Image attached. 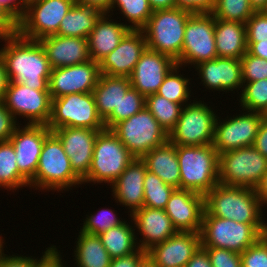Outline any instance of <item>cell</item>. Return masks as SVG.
Masks as SVG:
<instances>
[{"label":"cell","mask_w":267,"mask_h":267,"mask_svg":"<svg viewBox=\"0 0 267 267\" xmlns=\"http://www.w3.org/2000/svg\"><path fill=\"white\" fill-rule=\"evenodd\" d=\"M145 102L146 97L131 87L119 102L118 111H113L104 120L105 128L111 130L117 123L138 113L145 107Z\"/></svg>","instance_id":"f35d334b"},{"label":"cell","mask_w":267,"mask_h":267,"mask_svg":"<svg viewBox=\"0 0 267 267\" xmlns=\"http://www.w3.org/2000/svg\"><path fill=\"white\" fill-rule=\"evenodd\" d=\"M139 267H157L147 256L139 265Z\"/></svg>","instance_id":"03108f58"},{"label":"cell","mask_w":267,"mask_h":267,"mask_svg":"<svg viewBox=\"0 0 267 267\" xmlns=\"http://www.w3.org/2000/svg\"><path fill=\"white\" fill-rule=\"evenodd\" d=\"M3 103L16 120L17 116H22L28 120L27 124L49 123L52 106L49 91L30 89L22 83L9 81Z\"/></svg>","instance_id":"9a60e30c"},{"label":"cell","mask_w":267,"mask_h":267,"mask_svg":"<svg viewBox=\"0 0 267 267\" xmlns=\"http://www.w3.org/2000/svg\"><path fill=\"white\" fill-rule=\"evenodd\" d=\"M29 187V181L19 172L16 154L10 141L0 142V188L16 191Z\"/></svg>","instance_id":"836d02e7"},{"label":"cell","mask_w":267,"mask_h":267,"mask_svg":"<svg viewBox=\"0 0 267 267\" xmlns=\"http://www.w3.org/2000/svg\"><path fill=\"white\" fill-rule=\"evenodd\" d=\"M180 169V189L206 195L219 183V154L212 144L176 145Z\"/></svg>","instance_id":"3957f363"},{"label":"cell","mask_w":267,"mask_h":267,"mask_svg":"<svg viewBox=\"0 0 267 267\" xmlns=\"http://www.w3.org/2000/svg\"><path fill=\"white\" fill-rule=\"evenodd\" d=\"M203 216H217L239 223H264L260 199L254 188L218 183L204 196Z\"/></svg>","instance_id":"7a4b0ae2"},{"label":"cell","mask_w":267,"mask_h":267,"mask_svg":"<svg viewBox=\"0 0 267 267\" xmlns=\"http://www.w3.org/2000/svg\"><path fill=\"white\" fill-rule=\"evenodd\" d=\"M76 0H40L29 5L17 22V33L29 40L54 35Z\"/></svg>","instance_id":"4fadbf2b"},{"label":"cell","mask_w":267,"mask_h":267,"mask_svg":"<svg viewBox=\"0 0 267 267\" xmlns=\"http://www.w3.org/2000/svg\"><path fill=\"white\" fill-rule=\"evenodd\" d=\"M135 229L137 228L141 239L137 242L138 247L147 252L156 244L162 243L177 233L171 219L162 209L142 207L131 216Z\"/></svg>","instance_id":"cb8c5ba5"},{"label":"cell","mask_w":267,"mask_h":267,"mask_svg":"<svg viewBox=\"0 0 267 267\" xmlns=\"http://www.w3.org/2000/svg\"><path fill=\"white\" fill-rule=\"evenodd\" d=\"M98 213H91L86 215L85 221H83V227L81 231L93 234L100 235L105 231L109 230L112 227L122 224L125 220L117 217L118 214L115 213V210L112 209H102L97 211Z\"/></svg>","instance_id":"b9f144b4"},{"label":"cell","mask_w":267,"mask_h":267,"mask_svg":"<svg viewBox=\"0 0 267 267\" xmlns=\"http://www.w3.org/2000/svg\"><path fill=\"white\" fill-rule=\"evenodd\" d=\"M47 127L53 131L64 127L106 129L96 108L93 92L74 93L52 99Z\"/></svg>","instance_id":"8fae6325"},{"label":"cell","mask_w":267,"mask_h":267,"mask_svg":"<svg viewBox=\"0 0 267 267\" xmlns=\"http://www.w3.org/2000/svg\"><path fill=\"white\" fill-rule=\"evenodd\" d=\"M0 5L16 22L21 19V0H0Z\"/></svg>","instance_id":"11a10c76"},{"label":"cell","mask_w":267,"mask_h":267,"mask_svg":"<svg viewBox=\"0 0 267 267\" xmlns=\"http://www.w3.org/2000/svg\"><path fill=\"white\" fill-rule=\"evenodd\" d=\"M41 260L35 267H66L61 253L57 250L56 245L47 247L45 252L42 253ZM64 264V265H63Z\"/></svg>","instance_id":"f907efd6"},{"label":"cell","mask_w":267,"mask_h":267,"mask_svg":"<svg viewBox=\"0 0 267 267\" xmlns=\"http://www.w3.org/2000/svg\"><path fill=\"white\" fill-rule=\"evenodd\" d=\"M153 11L172 9L176 7V0H148Z\"/></svg>","instance_id":"6125c7cd"},{"label":"cell","mask_w":267,"mask_h":267,"mask_svg":"<svg viewBox=\"0 0 267 267\" xmlns=\"http://www.w3.org/2000/svg\"><path fill=\"white\" fill-rule=\"evenodd\" d=\"M255 192L260 199L261 209H263V206L267 205V171L263 175L259 184L256 186Z\"/></svg>","instance_id":"680465c9"},{"label":"cell","mask_w":267,"mask_h":267,"mask_svg":"<svg viewBox=\"0 0 267 267\" xmlns=\"http://www.w3.org/2000/svg\"><path fill=\"white\" fill-rule=\"evenodd\" d=\"M262 12L266 13L267 14V3H266V6L265 8L262 10Z\"/></svg>","instance_id":"89a4df30"},{"label":"cell","mask_w":267,"mask_h":267,"mask_svg":"<svg viewBox=\"0 0 267 267\" xmlns=\"http://www.w3.org/2000/svg\"><path fill=\"white\" fill-rule=\"evenodd\" d=\"M105 129L64 127L52 132L59 138L74 173L83 180L91 167L97 135Z\"/></svg>","instance_id":"ac0fdd59"},{"label":"cell","mask_w":267,"mask_h":267,"mask_svg":"<svg viewBox=\"0 0 267 267\" xmlns=\"http://www.w3.org/2000/svg\"><path fill=\"white\" fill-rule=\"evenodd\" d=\"M201 246L200 232H177L147 251L157 267H185Z\"/></svg>","instance_id":"7402d4cb"},{"label":"cell","mask_w":267,"mask_h":267,"mask_svg":"<svg viewBox=\"0 0 267 267\" xmlns=\"http://www.w3.org/2000/svg\"><path fill=\"white\" fill-rule=\"evenodd\" d=\"M240 255L242 267H267V234L261 236Z\"/></svg>","instance_id":"ee69618b"},{"label":"cell","mask_w":267,"mask_h":267,"mask_svg":"<svg viewBox=\"0 0 267 267\" xmlns=\"http://www.w3.org/2000/svg\"><path fill=\"white\" fill-rule=\"evenodd\" d=\"M111 130L135 158L168 141V134L146 107Z\"/></svg>","instance_id":"9c48e42d"},{"label":"cell","mask_w":267,"mask_h":267,"mask_svg":"<svg viewBox=\"0 0 267 267\" xmlns=\"http://www.w3.org/2000/svg\"><path fill=\"white\" fill-rule=\"evenodd\" d=\"M267 234V223H239L217 216H203L201 246L242 253Z\"/></svg>","instance_id":"8992f818"},{"label":"cell","mask_w":267,"mask_h":267,"mask_svg":"<svg viewBox=\"0 0 267 267\" xmlns=\"http://www.w3.org/2000/svg\"><path fill=\"white\" fill-rule=\"evenodd\" d=\"M130 88V77L100 75L93 95L97 112L103 121L113 111H118L119 102Z\"/></svg>","instance_id":"f546056e"},{"label":"cell","mask_w":267,"mask_h":267,"mask_svg":"<svg viewBox=\"0 0 267 267\" xmlns=\"http://www.w3.org/2000/svg\"><path fill=\"white\" fill-rule=\"evenodd\" d=\"M0 49L9 81L30 89L49 91L51 67L38 40L21 37L17 32L4 38Z\"/></svg>","instance_id":"6da1fadb"},{"label":"cell","mask_w":267,"mask_h":267,"mask_svg":"<svg viewBox=\"0 0 267 267\" xmlns=\"http://www.w3.org/2000/svg\"><path fill=\"white\" fill-rule=\"evenodd\" d=\"M111 17L104 13L87 38L90 59L97 63L109 55L130 30L128 24L117 23Z\"/></svg>","instance_id":"4316f807"},{"label":"cell","mask_w":267,"mask_h":267,"mask_svg":"<svg viewBox=\"0 0 267 267\" xmlns=\"http://www.w3.org/2000/svg\"><path fill=\"white\" fill-rule=\"evenodd\" d=\"M141 159L149 172L160 177L167 185L180 189V169L176 145L168 140L144 154Z\"/></svg>","instance_id":"83f0119b"},{"label":"cell","mask_w":267,"mask_h":267,"mask_svg":"<svg viewBox=\"0 0 267 267\" xmlns=\"http://www.w3.org/2000/svg\"><path fill=\"white\" fill-rule=\"evenodd\" d=\"M8 34L0 27V39L3 41Z\"/></svg>","instance_id":"a7ac6f4b"},{"label":"cell","mask_w":267,"mask_h":267,"mask_svg":"<svg viewBox=\"0 0 267 267\" xmlns=\"http://www.w3.org/2000/svg\"><path fill=\"white\" fill-rule=\"evenodd\" d=\"M215 0H176V7L192 13H212Z\"/></svg>","instance_id":"c3c4849f"},{"label":"cell","mask_w":267,"mask_h":267,"mask_svg":"<svg viewBox=\"0 0 267 267\" xmlns=\"http://www.w3.org/2000/svg\"><path fill=\"white\" fill-rule=\"evenodd\" d=\"M203 102V103H202ZM204 101L193 100L183 106L178 122L168 134L174 145L202 146L213 143L216 112Z\"/></svg>","instance_id":"ba28073f"},{"label":"cell","mask_w":267,"mask_h":267,"mask_svg":"<svg viewBox=\"0 0 267 267\" xmlns=\"http://www.w3.org/2000/svg\"><path fill=\"white\" fill-rule=\"evenodd\" d=\"M255 11H262L267 3V0H249Z\"/></svg>","instance_id":"be15d7a7"},{"label":"cell","mask_w":267,"mask_h":267,"mask_svg":"<svg viewBox=\"0 0 267 267\" xmlns=\"http://www.w3.org/2000/svg\"><path fill=\"white\" fill-rule=\"evenodd\" d=\"M255 12L249 0H215L212 15L215 19L246 23Z\"/></svg>","instance_id":"60d3db41"},{"label":"cell","mask_w":267,"mask_h":267,"mask_svg":"<svg viewBox=\"0 0 267 267\" xmlns=\"http://www.w3.org/2000/svg\"><path fill=\"white\" fill-rule=\"evenodd\" d=\"M267 171V158L254 146L219 154V183L256 188Z\"/></svg>","instance_id":"30bf717a"},{"label":"cell","mask_w":267,"mask_h":267,"mask_svg":"<svg viewBox=\"0 0 267 267\" xmlns=\"http://www.w3.org/2000/svg\"><path fill=\"white\" fill-rule=\"evenodd\" d=\"M38 1H40V0H21V18H22L23 14H24L25 9L29 5H31V4H33L35 2H38Z\"/></svg>","instance_id":"e7e4bbea"},{"label":"cell","mask_w":267,"mask_h":267,"mask_svg":"<svg viewBox=\"0 0 267 267\" xmlns=\"http://www.w3.org/2000/svg\"><path fill=\"white\" fill-rule=\"evenodd\" d=\"M146 257L147 252L139 248L135 253L112 259L109 267H139Z\"/></svg>","instance_id":"816d5d0a"},{"label":"cell","mask_w":267,"mask_h":267,"mask_svg":"<svg viewBox=\"0 0 267 267\" xmlns=\"http://www.w3.org/2000/svg\"><path fill=\"white\" fill-rule=\"evenodd\" d=\"M9 84L6 68L2 57L0 56V102H3L5 93Z\"/></svg>","instance_id":"91938a15"},{"label":"cell","mask_w":267,"mask_h":267,"mask_svg":"<svg viewBox=\"0 0 267 267\" xmlns=\"http://www.w3.org/2000/svg\"><path fill=\"white\" fill-rule=\"evenodd\" d=\"M76 249H74L77 267H109L112 258L106 251L98 235L88 234L80 230Z\"/></svg>","instance_id":"1f68e13d"},{"label":"cell","mask_w":267,"mask_h":267,"mask_svg":"<svg viewBox=\"0 0 267 267\" xmlns=\"http://www.w3.org/2000/svg\"><path fill=\"white\" fill-rule=\"evenodd\" d=\"M115 7L130 23L128 27L131 30H141L153 13L148 0H113L109 15H113L111 11L116 10Z\"/></svg>","instance_id":"8d00e7d4"},{"label":"cell","mask_w":267,"mask_h":267,"mask_svg":"<svg viewBox=\"0 0 267 267\" xmlns=\"http://www.w3.org/2000/svg\"><path fill=\"white\" fill-rule=\"evenodd\" d=\"M0 27L7 33L17 32V22L0 5Z\"/></svg>","instance_id":"9f6ffc18"},{"label":"cell","mask_w":267,"mask_h":267,"mask_svg":"<svg viewBox=\"0 0 267 267\" xmlns=\"http://www.w3.org/2000/svg\"><path fill=\"white\" fill-rule=\"evenodd\" d=\"M239 94L242 110L264 113L267 109V79L243 83Z\"/></svg>","instance_id":"ab89813d"},{"label":"cell","mask_w":267,"mask_h":267,"mask_svg":"<svg viewBox=\"0 0 267 267\" xmlns=\"http://www.w3.org/2000/svg\"><path fill=\"white\" fill-rule=\"evenodd\" d=\"M247 43L267 40V14L255 11L245 23Z\"/></svg>","instance_id":"f6af8a7d"},{"label":"cell","mask_w":267,"mask_h":267,"mask_svg":"<svg viewBox=\"0 0 267 267\" xmlns=\"http://www.w3.org/2000/svg\"><path fill=\"white\" fill-rule=\"evenodd\" d=\"M144 207L162 209L166 207L174 187L167 185L160 177L149 172L144 176Z\"/></svg>","instance_id":"74e56055"},{"label":"cell","mask_w":267,"mask_h":267,"mask_svg":"<svg viewBox=\"0 0 267 267\" xmlns=\"http://www.w3.org/2000/svg\"><path fill=\"white\" fill-rule=\"evenodd\" d=\"M253 146L267 158V119L262 118Z\"/></svg>","instance_id":"f5cc1de1"},{"label":"cell","mask_w":267,"mask_h":267,"mask_svg":"<svg viewBox=\"0 0 267 267\" xmlns=\"http://www.w3.org/2000/svg\"><path fill=\"white\" fill-rule=\"evenodd\" d=\"M193 14L178 7L153 11L141 29L147 48L177 61L181 56L187 20Z\"/></svg>","instance_id":"5b68a950"},{"label":"cell","mask_w":267,"mask_h":267,"mask_svg":"<svg viewBox=\"0 0 267 267\" xmlns=\"http://www.w3.org/2000/svg\"><path fill=\"white\" fill-rule=\"evenodd\" d=\"M181 68L183 67L178 64L172 68L159 87L157 94L184 106V104L190 103L188 101L191 97V88H189L191 83L189 78L179 74Z\"/></svg>","instance_id":"d590c367"},{"label":"cell","mask_w":267,"mask_h":267,"mask_svg":"<svg viewBox=\"0 0 267 267\" xmlns=\"http://www.w3.org/2000/svg\"><path fill=\"white\" fill-rule=\"evenodd\" d=\"M197 70L206 89L219 91H242V65L240 59L220 58L199 63L194 67Z\"/></svg>","instance_id":"603a6c76"},{"label":"cell","mask_w":267,"mask_h":267,"mask_svg":"<svg viewBox=\"0 0 267 267\" xmlns=\"http://www.w3.org/2000/svg\"><path fill=\"white\" fill-rule=\"evenodd\" d=\"M240 60L243 83L267 79V60L251 55L248 51Z\"/></svg>","instance_id":"7bdbcfd3"},{"label":"cell","mask_w":267,"mask_h":267,"mask_svg":"<svg viewBox=\"0 0 267 267\" xmlns=\"http://www.w3.org/2000/svg\"><path fill=\"white\" fill-rule=\"evenodd\" d=\"M185 267H212L207 251L200 246Z\"/></svg>","instance_id":"db71d44e"},{"label":"cell","mask_w":267,"mask_h":267,"mask_svg":"<svg viewBox=\"0 0 267 267\" xmlns=\"http://www.w3.org/2000/svg\"><path fill=\"white\" fill-rule=\"evenodd\" d=\"M244 113L215 123L212 146L221 154L231 150L253 146L263 118L262 113L242 110Z\"/></svg>","instance_id":"5bb4252c"},{"label":"cell","mask_w":267,"mask_h":267,"mask_svg":"<svg viewBox=\"0 0 267 267\" xmlns=\"http://www.w3.org/2000/svg\"><path fill=\"white\" fill-rule=\"evenodd\" d=\"M203 248L207 251L212 267H242L240 253L214 247Z\"/></svg>","instance_id":"bcb514c9"},{"label":"cell","mask_w":267,"mask_h":267,"mask_svg":"<svg viewBox=\"0 0 267 267\" xmlns=\"http://www.w3.org/2000/svg\"><path fill=\"white\" fill-rule=\"evenodd\" d=\"M52 131L43 124L17 126L9 141L14 147L19 172L30 182L36 173L45 138Z\"/></svg>","instance_id":"e0dca14e"},{"label":"cell","mask_w":267,"mask_h":267,"mask_svg":"<svg viewBox=\"0 0 267 267\" xmlns=\"http://www.w3.org/2000/svg\"><path fill=\"white\" fill-rule=\"evenodd\" d=\"M124 221L122 224L112 227L104 233L98 235L109 256L119 258L135 253L138 247V240L134 225Z\"/></svg>","instance_id":"d6a6232c"},{"label":"cell","mask_w":267,"mask_h":267,"mask_svg":"<svg viewBox=\"0 0 267 267\" xmlns=\"http://www.w3.org/2000/svg\"><path fill=\"white\" fill-rule=\"evenodd\" d=\"M247 51L256 57L267 60V40L256 43H247Z\"/></svg>","instance_id":"6f0895ef"},{"label":"cell","mask_w":267,"mask_h":267,"mask_svg":"<svg viewBox=\"0 0 267 267\" xmlns=\"http://www.w3.org/2000/svg\"><path fill=\"white\" fill-rule=\"evenodd\" d=\"M176 64L170 56L146 48L130 76L131 87L145 97L157 93Z\"/></svg>","instance_id":"d6986e66"},{"label":"cell","mask_w":267,"mask_h":267,"mask_svg":"<svg viewBox=\"0 0 267 267\" xmlns=\"http://www.w3.org/2000/svg\"><path fill=\"white\" fill-rule=\"evenodd\" d=\"M76 1L82 4L94 5L103 13L108 14V12H110L113 0H76Z\"/></svg>","instance_id":"94428289"},{"label":"cell","mask_w":267,"mask_h":267,"mask_svg":"<svg viewBox=\"0 0 267 267\" xmlns=\"http://www.w3.org/2000/svg\"><path fill=\"white\" fill-rule=\"evenodd\" d=\"M4 240H3V238H2V236L0 235V258L2 257V255L4 254V249H3V247H4Z\"/></svg>","instance_id":"003e7915"},{"label":"cell","mask_w":267,"mask_h":267,"mask_svg":"<svg viewBox=\"0 0 267 267\" xmlns=\"http://www.w3.org/2000/svg\"><path fill=\"white\" fill-rule=\"evenodd\" d=\"M263 117L267 119V109H266V111L263 113Z\"/></svg>","instance_id":"2644e50d"},{"label":"cell","mask_w":267,"mask_h":267,"mask_svg":"<svg viewBox=\"0 0 267 267\" xmlns=\"http://www.w3.org/2000/svg\"><path fill=\"white\" fill-rule=\"evenodd\" d=\"M147 171L144 161L135 158L128 164L123 173L109 186L115 202L127 207L130 216L141 209L144 204V176Z\"/></svg>","instance_id":"d4e9b609"},{"label":"cell","mask_w":267,"mask_h":267,"mask_svg":"<svg viewBox=\"0 0 267 267\" xmlns=\"http://www.w3.org/2000/svg\"><path fill=\"white\" fill-rule=\"evenodd\" d=\"M147 43L142 30H129L119 45L99 62L101 74L130 77Z\"/></svg>","instance_id":"ffe728a7"},{"label":"cell","mask_w":267,"mask_h":267,"mask_svg":"<svg viewBox=\"0 0 267 267\" xmlns=\"http://www.w3.org/2000/svg\"><path fill=\"white\" fill-rule=\"evenodd\" d=\"M145 107L152 113L166 133L169 134L178 122L183 105L169 101L155 93L146 96Z\"/></svg>","instance_id":"e575fe53"},{"label":"cell","mask_w":267,"mask_h":267,"mask_svg":"<svg viewBox=\"0 0 267 267\" xmlns=\"http://www.w3.org/2000/svg\"><path fill=\"white\" fill-rule=\"evenodd\" d=\"M38 41L45 51L51 69L82 64L91 60L87 38L54 34Z\"/></svg>","instance_id":"484cf974"},{"label":"cell","mask_w":267,"mask_h":267,"mask_svg":"<svg viewBox=\"0 0 267 267\" xmlns=\"http://www.w3.org/2000/svg\"><path fill=\"white\" fill-rule=\"evenodd\" d=\"M214 35L217 57L241 59L247 53L244 23L215 19Z\"/></svg>","instance_id":"f1b7e54d"},{"label":"cell","mask_w":267,"mask_h":267,"mask_svg":"<svg viewBox=\"0 0 267 267\" xmlns=\"http://www.w3.org/2000/svg\"><path fill=\"white\" fill-rule=\"evenodd\" d=\"M101 75L99 63L89 60L82 64L51 69L49 92L51 99L74 93H90Z\"/></svg>","instance_id":"2e32d148"},{"label":"cell","mask_w":267,"mask_h":267,"mask_svg":"<svg viewBox=\"0 0 267 267\" xmlns=\"http://www.w3.org/2000/svg\"><path fill=\"white\" fill-rule=\"evenodd\" d=\"M104 13L94 5L78 1L64 16L56 33L59 36L88 38L96 22Z\"/></svg>","instance_id":"4dcf8cb0"},{"label":"cell","mask_w":267,"mask_h":267,"mask_svg":"<svg viewBox=\"0 0 267 267\" xmlns=\"http://www.w3.org/2000/svg\"><path fill=\"white\" fill-rule=\"evenodd\" d=\"M18 123L5 104L0 102V142L9 141Z\"/></svg>","instance_id":"7dc6e473"},{"label":"cell","mask_w":267,"mask_h":267,"mask_svg":"<svg viewBox=\"0 0 267 267\" xmlns=\"http://www.w3.org/2000/svg\"><path fill=\"white\" fill-rule=\"evenodd\" d=\"M204 210V195L185 189H175L164 208L177 232H200Z\"/></svg>","instance_id":"44dd1931"},{"label":"cell","mask_w":267,"mask_h":267,"mask_svg":"<svg viewBox=\"0 0 267 267\" xmlns=\"http://www.w3.org/2000/svg\"><path fill=\"white\" fill-rule=\"evenodd\" d=\"M133 159L134 156L112 130L100 131L94 144L90 170L82 184L104 182L111 185Z\"/></svg>","instance_id":"52a82bcc"},{"label":"cell","mask_w":267,"mask_h":267,"mask_svg":"<svg viewBox=\"0 0 267 267\" xmlns=\"http://www.w3.org/2000/svg\"><path fill=\"white\" fill-rule=\"evenodd\" d=\"M215 17L211 13H194L185 26L184 40L178 65H193L217 58Z\"/></svg>","instance_id":"7c38bea8"},{"label":"cell","mask_w":267,"mask_h":267,"mask_svg":"<svg viewBox=\"0 0 267 267\" xmlns=\"http://www.w3.org/2000/svg\"><path fill=\"white\" fill-rule=\"evenodd\" d=\"M37 257L23 256V255H6L3 254L0 258V267H35V265L41 260Z\"/></svg>","instance_id":"681fc988"},{"label":"cell","mask_w":267,"mask_h":267,"mask_svg":"<svg viewBox=\"0 0 267 267\" xmlns=\"http://www.w3.org/2000/svg\"><path fill=\"white\" fill-rule=\"evenodd\" d=\"M80 184L82 185V180L74 173L62 142L51 132L45 138L38 168L29 187L41 191L63 192Z\"/></svg>","instance_id":"277c9868"}]
</instances>
